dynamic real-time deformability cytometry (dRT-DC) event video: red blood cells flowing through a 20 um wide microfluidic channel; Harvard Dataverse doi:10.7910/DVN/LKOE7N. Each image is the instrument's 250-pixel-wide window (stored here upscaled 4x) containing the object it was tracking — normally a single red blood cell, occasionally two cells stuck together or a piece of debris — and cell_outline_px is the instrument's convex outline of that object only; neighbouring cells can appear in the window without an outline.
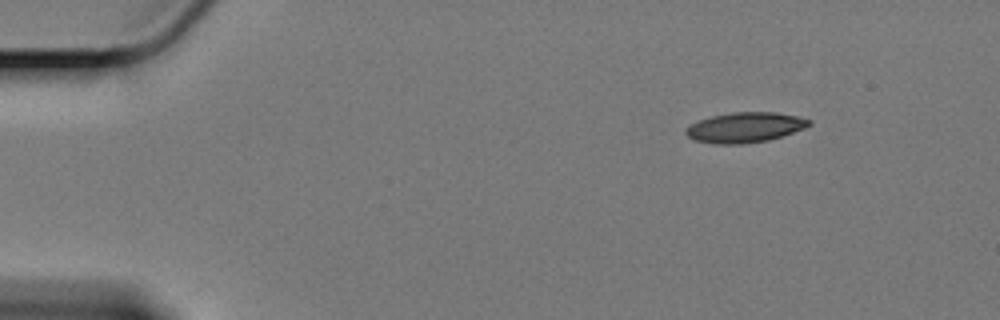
{"species": "Egyptian fruit bat (a non-hibernating species)", "species_latin": "Rousettus aegyptiacus", "temperature_condition": "cold", "stored_images_in_passage": 53, "camera_frame_rate_fps": 3000, "um_per_image_px": 0.085, "animal": {"sex": "female"}, "frame": {"image": 1, "passage_image": 1, "time_ms": 0.0, "image_size_px": [1000, 320], "cell_outline_px": [[812, 124], [804, 128], [768, 140], [740, 144], [716, 144], [696, 140], [688, 136], [684, 132], [692, 124], [700, 120], [712, 116], [732, 112], [776, 112], [796, 116], [812, 120]], "centroid_in_image_um": [63.34, 10.82], "position_along_channel_um": 21.7, "area_um2": 21.33}}
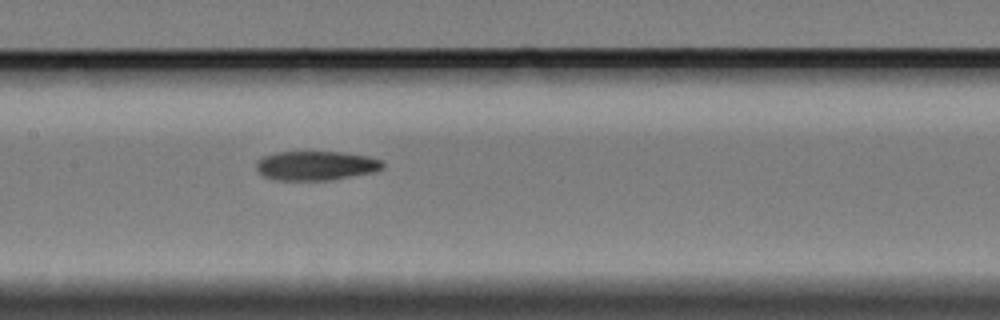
{"frame": {"image": 2, "passage_image": 23, "time_ms": 7.333, "image_size_px": [1000, 320], "cell_outline_px": [[384, 164], [380, 168], [372, 172], [328, 180], [276, 180], [264, 176], [256, 168], [256, 160], [264, 156], [276, 152], [340, 152], [368, 156], [380, 160]], "centroid_in_image_um": [26.8, 14.07], "position_along_channel_um": 180.6, "area_um2": 21.27}}
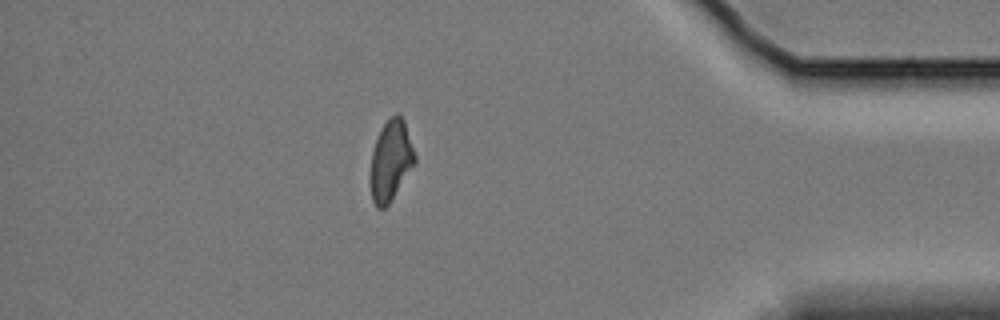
{"frame": {"image": 3, "passage_image": 46, "time_ms": 15.0, "image_size_px": [1000, 320], "cell_outline_px": [[416, 164], [388, 204], [384, 208], [376, 208], [372, 200], [372, 152], [380, 128], [396, 112], [400, 112], [404, 120], [416, 156]], "centroid_in_image_um": [33.25, 13.61], "position_along_channel_um": 401.9, "area_um2": 20.58}}